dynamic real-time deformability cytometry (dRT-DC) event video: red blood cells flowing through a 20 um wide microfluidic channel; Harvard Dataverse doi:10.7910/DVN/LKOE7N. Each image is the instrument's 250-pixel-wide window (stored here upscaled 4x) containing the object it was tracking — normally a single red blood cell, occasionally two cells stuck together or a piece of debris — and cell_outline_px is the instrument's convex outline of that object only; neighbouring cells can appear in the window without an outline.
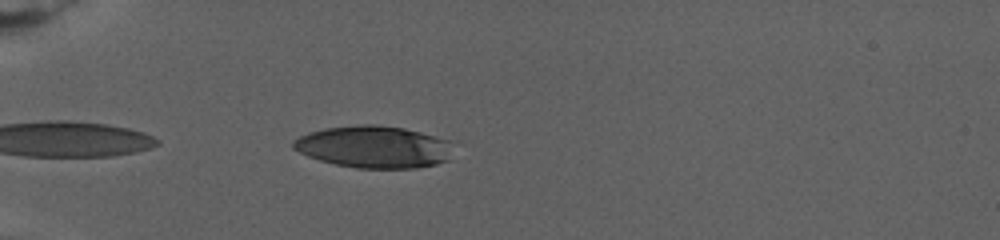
{"species": "human", "species_latin": "Homo sapiens", "temperature_condition": "warm", "stored_images_in_passage": 7, "camera_frame_rate_fps": 3000, "um_per_image_px": 0.085, "donor": {"sex": "female"}, "frame": {"image": 1, "passage_image": 3, "time_ms": 0.667, "image_size_px": [1000, 240], "cell_outline_px": [[448, 160], [436, 164], [416, 168], [356, 168], [336, 164], [320, 160], [308, 156], [292, 148], [292, 140], [308, 132], [324, 128], [360, 124], [376, 124], [404, 128], [420, 132], [448, 140]], "centroid_in_image_um": [31.71, 12.48], "position_along_channel_um": 53.3, "area_um2": 38.96}}
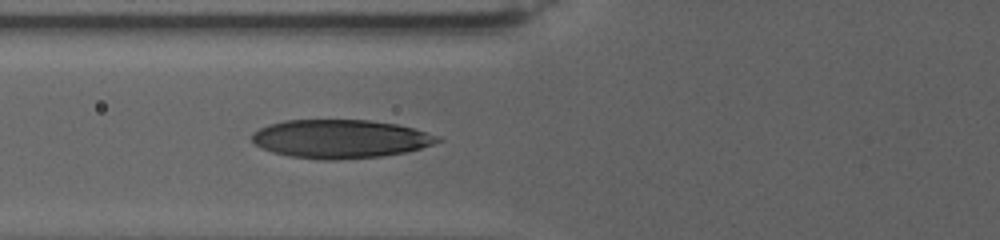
{"frame": {"image": 2, "passage_image": 7, "time_ms": 3.333, "image_size_px": [1000, 240], "cell_outline_px": [[444, 140], [420, 148], [404, 152], [380, 156], [336, 160], [320, 160], [288, 156], [272, 152], [256, 144], [252, 140], [252, 132], [268, 124], [284, 120], [368, 120], [396, 124], [412, 128], [440, 136]], "centroid_in_image_um": [28.91, 11.8], "position_along_channel_um": 96.9, "area_um2": 41.62}}